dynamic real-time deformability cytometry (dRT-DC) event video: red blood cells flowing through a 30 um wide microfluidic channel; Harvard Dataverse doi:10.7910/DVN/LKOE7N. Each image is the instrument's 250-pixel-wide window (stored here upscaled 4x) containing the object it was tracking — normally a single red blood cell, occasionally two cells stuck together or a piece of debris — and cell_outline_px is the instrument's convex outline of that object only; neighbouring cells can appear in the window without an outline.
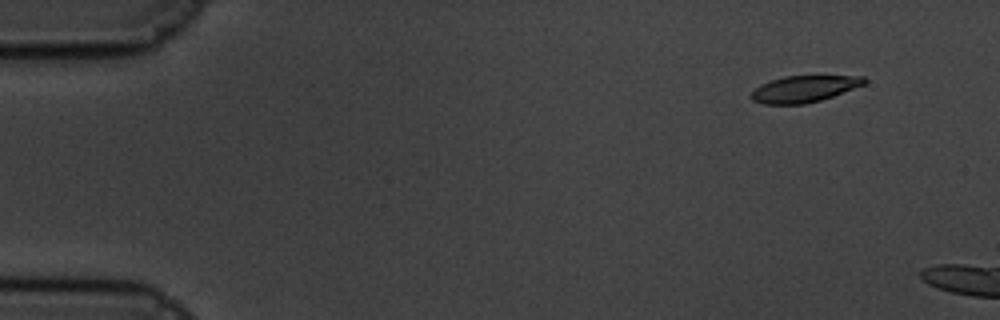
{"species": "common noctule bat (a hibernating species)", "species_latin": "Nyctalus noctula", "temperature_condition": "cold", "stored_images_in_passage": 11, "camera_frame_rate_fps": 3000, "um_per_image_px": 0.085, "animal": {"sex": "male", "body_mass_g": 19.5, "forearm_length_mm": 54.6}, "frame": {"image": 1, "passage_image": 1, "time_ms": 0.0, "image_size_px": [1000, 320], "cell_outline_px": [[868, 80], [864, 84], [832, 96], [820, 100], [804, 104], [764, 104], [752, 100], [748, 96], [760, 84], [784, 76], [864, 76]], "centroid_in_image_um": [68.31, 7.56], "position_along_channel_um": 16.7, "area_um2": 17.34}}